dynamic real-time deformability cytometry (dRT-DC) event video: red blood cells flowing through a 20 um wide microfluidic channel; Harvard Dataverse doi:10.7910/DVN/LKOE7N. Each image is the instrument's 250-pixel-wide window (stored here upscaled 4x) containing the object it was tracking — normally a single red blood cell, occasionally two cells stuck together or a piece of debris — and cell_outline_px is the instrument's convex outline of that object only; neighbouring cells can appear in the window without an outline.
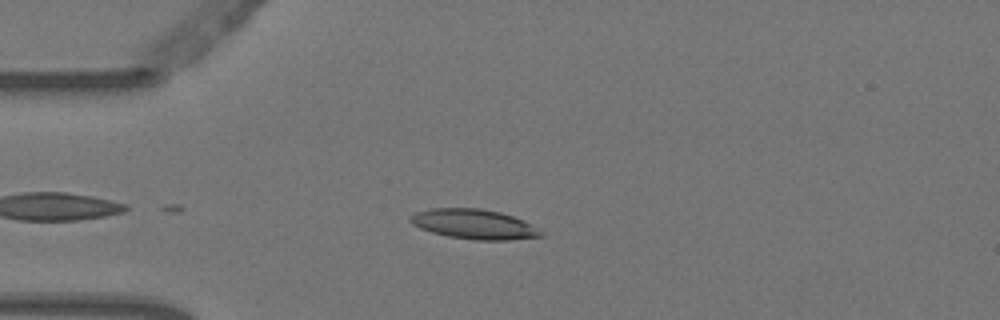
{"species": "Egyptian fruit bat (a non-hibernating species)", "species_latin": "Rousettus aegyptiacus", "temperature_condition": "warm", "stored_images_in_passage": 6, "camera_frame_rate_fps": 3000, "um_per_image_px": 0.085, "animal": {"sex": "female"}, "frame": {"image": 1, "passage_image": 4, "time_ms": 1.0, "image_size_px": [1000, 320], "cell_outline_px": [[544, 236], [508, 240], [476, 240], [448, 236], [432, 232], [420, 228], [412, 224], [408, 220], [408, 216], [416, 212], [432, 208], [480, 208], [500, 212], [524, 220], [544, 232]], "centroid_in_image_um": [40.29, 19.05], "position_along_channel_um": 44.7, "area_um2": 22.77}}
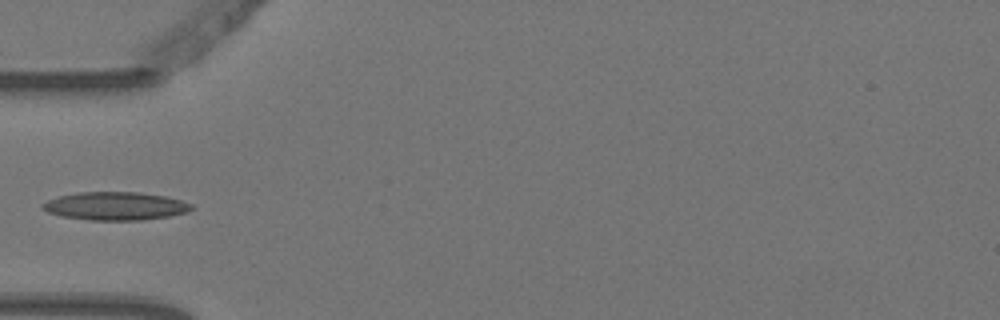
{"frame": {"image": 2, "passage_image": 5, "time_ms": 1.333, "image_size_px": [1000, 320], "cell_outline_px": [[192, 208], [188, 212], [168, 216], [140, 220], [88, 220], [60, 216], [48, 212], [40, 208], [40, 204], [48, 200], [60, 196], [76, 192], [140, 192], [164, 196], [180, 200], [192, 204]], "centroid_in_image_um": [9.76, 17.51], "position_along_channel_um": 75.2, "area_um2": 24.45}}
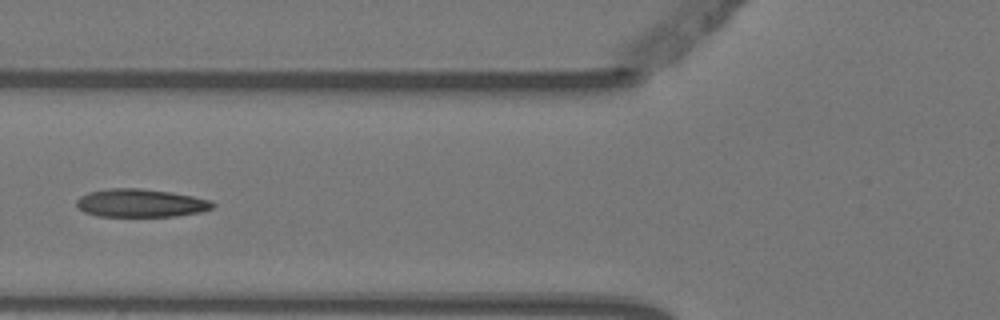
{"frame": {"image": 3, "passage_image": 6, "time_ms": 1.667, "image_size_px": [1000, 320], "cell_outline_px": [[216, 204], [212, 208], [200, 212], [176, 216], [96, 216], [84, 212], [76, 204], [76, 200], [80, 196], [88, 192], [108, 188], [140, 188], [168, 192], [192, 196], [208, 200]], "centroid_in_image_um": [11.92, 17.26], "position_along_channel_um": 113.9, "area_um2": 22.2}}